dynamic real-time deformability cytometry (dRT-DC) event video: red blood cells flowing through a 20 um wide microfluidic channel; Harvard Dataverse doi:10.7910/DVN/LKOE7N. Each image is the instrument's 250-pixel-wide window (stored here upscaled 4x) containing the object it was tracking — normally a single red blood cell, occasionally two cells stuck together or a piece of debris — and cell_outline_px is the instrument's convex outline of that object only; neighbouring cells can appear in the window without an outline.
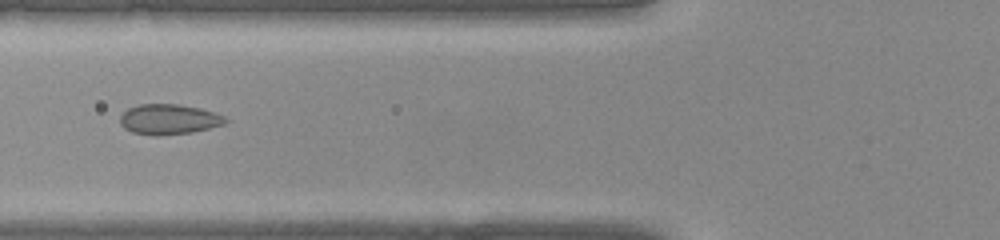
{"species": "common noctule bat (a hibernating species)", "species_latin": "Nyctalus noctula", "temperature_condition": "warm", "stored_images_in_passage": 37, "camera_frame_rate_fps": 3000, "um_per_image_px": 0.085, "animal": {"sex": "female", "body_mass_g": 22.0, "forearm_length_mm": 56.7}, "frame": {"image": 1, "passage_image": 15, "time_ms": 4.667, "image_size_px": [1000, 240], "cell_outline_px": [[228, 120], [224, 124], [192, 132], [156, 136], [132, 132], [124, 128], [120, 124], [120, 116], [128, 108], [140, 104], [176, 104], [200, 108], [224, 116]], "centroid_in_image_um": [14.32, 10.14], "position_along_channel_um": 111.5, "area_um2": 18.44}}
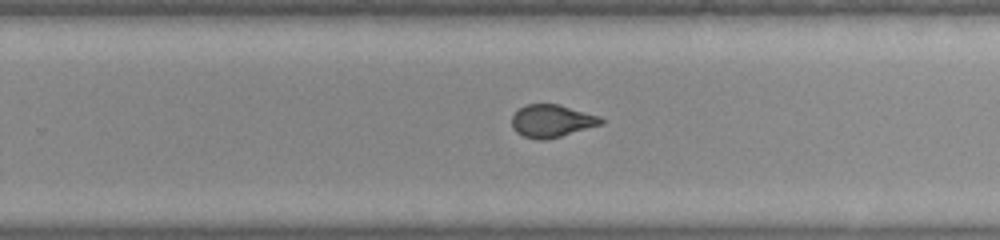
{"frame": {"image": 2, "passage_image": 25, "time_ms": 8.0, "image_size_px": [1000, 240], "cell_outline_px": [[604, 124], [560, 136], [544, 140], [536, 140], [524, 136], [516, 132], [512, 128], [512, 116], [520, 108], [528, 104], [560, 104], [600, 116], [604, 120]], "centroid_in_image_um": [46.92, 10.28], "position_along_channel_um": 282.9, "area_um2": 16.99}}
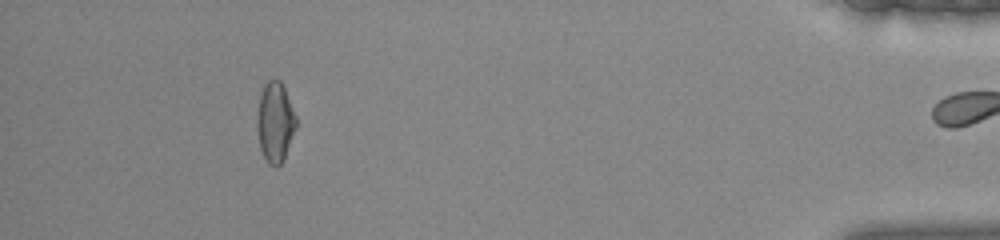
{"frame": {"image": 3, "passage_image": 36, "time_ms": 11.667, "image_size_px": [1000, 240], "cell_outline_px": [[296, 128], [284, 160], [276, 168], [268, 164], [260, 148], [260, 96], [264, 84], [268, 80], [280, 80], [284, 88], [296, 116]], "centroid_in_image_um": [23.45, 10.42], "position_along_channel_um": 411.8, "area_um2": 17.4}}